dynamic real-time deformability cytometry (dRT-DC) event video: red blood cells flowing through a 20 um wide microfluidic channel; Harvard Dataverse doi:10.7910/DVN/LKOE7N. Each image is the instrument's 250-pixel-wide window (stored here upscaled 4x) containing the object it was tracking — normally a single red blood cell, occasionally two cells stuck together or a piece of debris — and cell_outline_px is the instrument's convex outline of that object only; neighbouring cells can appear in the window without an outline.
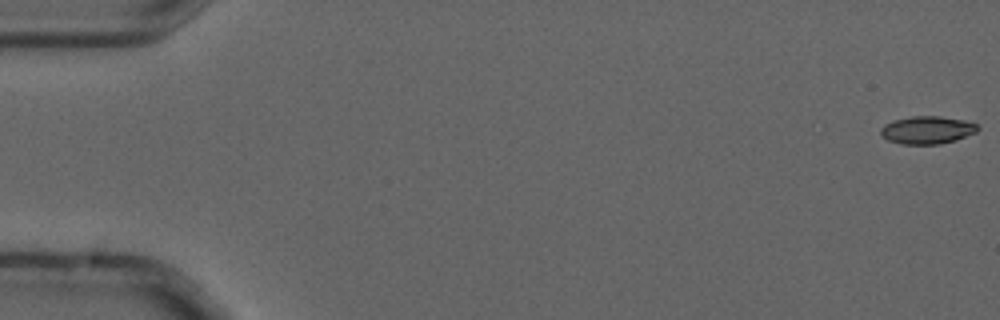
{"species": "common noctule bat (a hibernating species)", "species_latin": "Nyctalus noctula", "temperature_condition": "cold", "stored_images_in_passage": 5, "camera_frame_rate_fps": 3000, "um_per_image_px": 0.085, "animal": {"sex": "male", "forearm_length_mm": 52.5}, "frame": {"image": 1, "passage_image": 1, "time_ms": 0.0, "image_size_px": [1000, 320], "cell_outline_px": [[980, 128], [976, 132], [956, 140], [940, 144], [900, 144], [888, 140], [880, 132], [880, 128], [884, 124], [892, 120], [912, 116], [940, 116], [964, 120], [976, 124]], "centroid_in_image_um": [78.8, 11.05], "position_along_channel_um": 6.2, "area_um2": 15.72}}
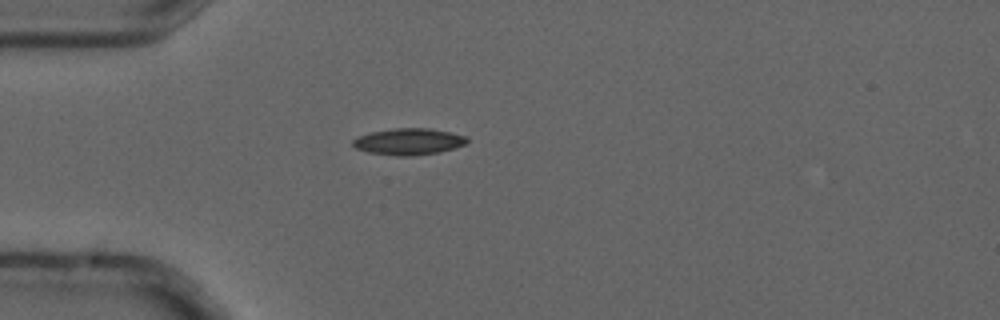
{"frame": {"image": 2, "passage_image": 5, "time_ms": 1.333, "image_size_px": [1000, 320], "cell_outline_px": [[468, 140], [464, 144], [456, 148], [440, 152], [408, 156], [396, 156], [368, 152], [356, 148], [352, 144], [352, 140], [360, 136], [372, 132], [396, 128], [428, 128], [468, 136]], "centroid_in_image_um": [34.76, 12.04], "position_along_channel_um": 50.2, "area_um2": 17.51}}